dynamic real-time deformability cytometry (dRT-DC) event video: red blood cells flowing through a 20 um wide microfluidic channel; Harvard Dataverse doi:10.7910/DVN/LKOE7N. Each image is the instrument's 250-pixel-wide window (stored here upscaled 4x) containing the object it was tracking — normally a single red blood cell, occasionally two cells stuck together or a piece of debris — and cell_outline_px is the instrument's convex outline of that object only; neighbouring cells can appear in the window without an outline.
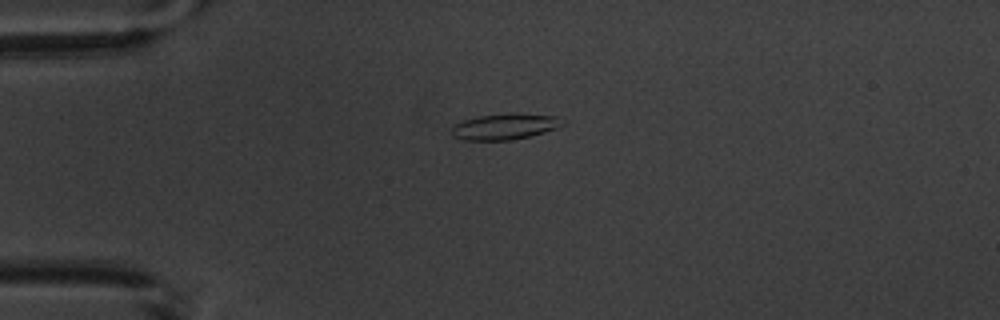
{"species": "common noctule bat (a hibernating species)", "species_latin": "Nyctalus noctula", "temperature_condition": "warm", "stored_images_in_passage": 4, "camera_frame_rate_fps": 3000, "um_per_image_px": 0.085, "animal": {"sex": "male", "body_mass_g": 20.1, "forearm_length_mm": 53.5}, "frame": {"image": 1, "passage_image": 3, "time_ms": 2.333, "image_size_px": [1000, 320], "cell_outline_px": [[564, 124], [556, 128], [544, 132], [512, 140], [464, 140], [452, 136], [452, 124], [464, 120], [480, 116], [556, 116], [564, 120]], "centroid_in_image_um": [42.83, 10.81], "position_along_channel_um": 42.2, "area_um2": 15.78}}